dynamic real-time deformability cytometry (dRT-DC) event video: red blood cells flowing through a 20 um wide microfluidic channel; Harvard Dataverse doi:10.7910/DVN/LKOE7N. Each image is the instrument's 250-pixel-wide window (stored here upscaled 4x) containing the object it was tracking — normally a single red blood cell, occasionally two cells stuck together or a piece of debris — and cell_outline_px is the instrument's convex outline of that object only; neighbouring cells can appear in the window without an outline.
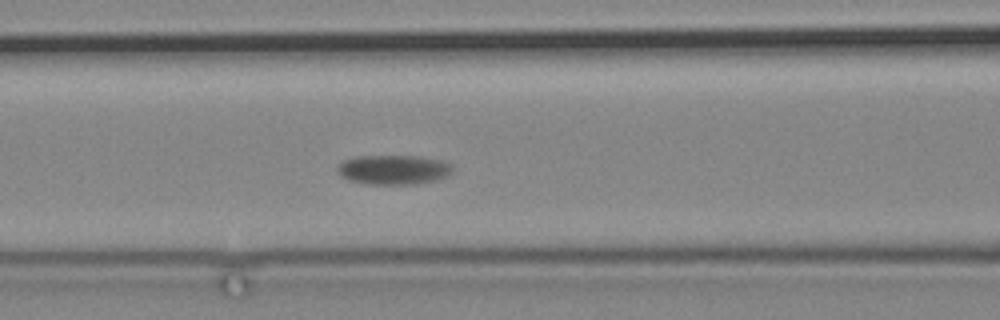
{"species": "common noctule bat (a hibernating species)", "species_latin": "Nyctalus noctula", "temperature_condition": "cold", "stored_images_in_passage": 3, "camera_frame_rate_fps": 3000, "um_per_image_px": 0.085, "animal": {"sex": "male", "body_mass_g": 19.2, "forearm_length_mm": 51.8}, "frame": {"image": 1, "passage_image": 3, "time_ms": 2.333, "image_size_px": [1000, 320], "cell_outline_px": [[452, 172], [448, 176], [436, 180], [416, 184], [368, 184], [352, 180], [340, 176], [336, 172], [336, 168], [344, 160], [356, 156], [420, 156], [440, 160], [452, 164]], "centroid_in_image_um": [33.46, 14.42], "position_along_channel_um": 133.1, "area_um2": 19.88}}